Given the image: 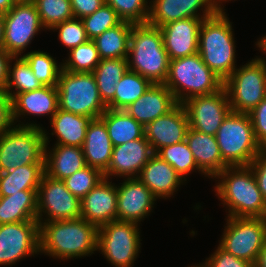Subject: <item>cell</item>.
Returning <instances> with one entry per match:
<instances>
[{"label": "cell", "instance_id": "cell-34", "mask_svg": "<svg viewBox=\"0 0 266 267\" xmlns=\"http://www.w3.org/2000/svg\"><path fill=\"white\" fill-rule=\"evenodd\" d=\"M152 84L149 79L128 70L116 85L114 110H124L142 96Z\"/></svg>", "mask_w": 266, "mask_h": 267}, {"label": "cell", "instance_id": "cell-10", "mask_svg": "<svg viewBox=\"0 0 266 267\" xmlns=\"http://www.w3.org/2000/svg\"><path fill=\"white\" fill-rule=\"evenodd\" d=\"M139 224L111 221L98 227L97 251L115 267H132L140 251Z\"/></svg>", "mask_w": 266, "mask_h": 267}, {"label": "cell", "instance_id": "cell-54", "mask_svg": "<svg viewBox=\"0 0 266 267\" xmlns=\"http://www.w3.org/2000/svg\"><path fill=\"white\" fill-rule=\"evenodd\" d=\"M256 46L263 52V54H266V35L259 38V40L256 42Z\"/></svg>", "mask_w": 266, "mask_h": 267}, {"label": "cell", "instance_id": "cell-13", "mask_svg": "<svg viewBox=\"0 0 266 267\" xmlns=\"http://www.w3.org/2000/svg\"><path fill=\"white\" fill-rule=\"evenodd\" d=\"M37 197V221L39 223L81 217V200L66 188L63 180L51 178L44 173ZM43 215H46L44 220Z\"/></svg>", "mask_w": 266, "mask_h": 267}, {"label": "cell", "instance_id": "cell-51", "mask_svg": "<svg viewBox=\"0 0 266 267\" xmlns=\"http://www.w3.org/2000/svg\"><path fill=\"white\" fill-rule=\"evenodd\" d=\"M18 0H0V13H7Z\"/></svg>", "mask_w": 266, "mask_h": 267}, {"label": "cell", "instance_id": "cell-35", "mask_svg": "<svg viewBox=\"0 0 266 267\" xmlns=\"http://www.w3.org/2000/svg\"><path fill=\"white\" fill-rule=\"evenodd\" d=\"M13 60L14 64H12ZM42 86L43 84L35 77L27 61L22 56L11 59L8 83L4 90L11 99L19 93L37 90Z\"/></svg>", "mask_w": 266, "mask_h": 267}, {"label": "cell", "instance_id": "cell-4", "mask_svg": "<svg viewBox=\"0 0 266 267\" xmlns=\"http://www.w3.org/2000/svg\"><path fill=\"white\" fill-rule=\"evenodd\" d=\"M128 67L154 84H164L170 59L159 27L134 24L130 34Z\"/></svg>", "mask_w": 266, "mask_h": 267}, {"label": "cell", "instance_id": "cell-25", "mask_svg": "<svg viewBox=\"0 0 266 267\" xmlns=\"http://www.w3.org/2000/svg\"><path fill=\"white\" fill-rule=\"evenodd\" d=\"M186 142L198 169L204 177L215 178L227 165L224 163L215 136L188 128Z\"/></svg>", "mask_w": 266, "mask_h": 267}, {"label": "cell", "instance_id": "cell-12", "mask_svg": "<svg viewBox=\"0 0 266 267\" xmlns=\"http://www.w3.org/2000/svg\"><path fill=\"white\" fill-rule=\"evenodd\" d=\"M43 28L35 4L31 0L17 1L4 14L3 48L13 57H21Z\"/></svg>", "mask_w": 266, "mask_h": 267}, {"label": "cell", "instance_id": "cell-16", "mask_svg": "<svg viewBox=\"0 0 266 267\" xmlns=\"http://www.w3.org/2000/svg\"><path fill=\"white\" fill-rule=\"evenodd\" d=\"M121 184L116 185L117 220L140 225L150 216L157 198L138 178H125Z\"/></svg>", "mask_w": 266, "mask_h": 267}, {"label": "cell", "instance_id": "cell-44", "mask_svg": "<svg viewBox=\"0 0 266 267\" xmlns=\"http://www.w3.org/2000/svg\"><path fill=\"white\" fill-rule=\"evenodd\" d=\"M204 263L208 267H253L252 263L235 257L233 254L224 250L219 244L215 252Z\"/></svg>", "mask_w": 266, "mask_h": 267}, {"label": "cell", "instance_id": "cell-32", "mask_svg": "<svg viewBox=\"0 0 266 267\" xmlns=\"http://www.w3.org/2000/svg\"><path fill=\"white\" fill-rule=\"evenodd\" d=\"M45 173V164H28L0 173V197L19 193L21 190H38Z\"/></svg>", "mask_w": 266, "mask_h": 267}, {"label": "cell", "instance_id": "cell-38", "mask_svg": "<svg viewBox=\"0 0 266 267\" xmlns=\"http://www.w3.org/2000/svg\"><path fill=\"white\" fill-rule=\"evenodd\" d=\"M69 53L62 63V69L65 71L92 73L101 60L95 43L90 39L72 48Z\"/></svg>", "mask_w": 266, "mask_h": 267}, {"label": "cell", "instance_id": "cell-26", "mask_svg": "<svg viewBox=\"0 0 266 267\" xmlns=\"http://www.w3.org/2000/svg\"><path fill=\"white\" fill-rule=\"evenodd\" d=\"M45 173L55 179L64 180L86 167L83 148L70 145H54L49 148V136L45 130ZM48 148V149H47Z\"/></svg>", "mask_w": 266, "mask_h": 267}, {"label": "cell", "instance_id": "cell-55", "mask_svg": "<svg viewBox=\"0 0 266 267\" xmlns=\"http://www.w3.org/2000/svg\"><path fill=\"white\" fill-rule=\"evenodd\" d=\"M189 267H208L204 262L203 263H199L197 265H192V266H189Z\"/></svg>", "mask_w": 266, "mask_h": 267}, {"label": "cell", "instance_id": "cell-9", "mask_svg": "<svg viewBox=\"0 0 266 267\" xmlns=\"http://www.w3.org/2000/svg\"><path fill=\"white\" fill-rule=\"evenodd\" d=\"M43 127L15 126L0 135V173L28 164H45Z\"/></svg>", "mask_w": 266, "mask_h": 267}, {"label": "cell", "instance_id": "cell-22", "mask_svg": "<svg viewBox=\"0 0 266 267\" xmlns=\"http://www.w3.org/2000/svg\"><path fill=\"white\" fill-rule=\"evenodd\" d=\"M12 102L14 121L18 122L16 126L41 127L36 123H21L18 119L28 116V114L37 117L50 114L51 120L59 108L57 86H42L37 90L19 93L12 99Z\"/></svg>", "mask_w": 266, "mask_h": 267}, {"label": "cell", "instance_id": "cell-48", "mask_svg": "<svg viewBox=\"0 0 266 267\" xmlns=\"http://www.w3.org/2000/svg\"><path fill=\"white\" fill-rule=\"evenodd\" d=\"M74 18L83 19L105 4V0H70Z\"/></svg>", "mask_w": 266, "mask_h": 267}, {"label": "cell", "instance_id": "cell-50", "mask_svg": "<svg viewBox=\"0 0 266 267\" xmlns=\"http://www.w3.org/2000/svg\"><path fill=\"white\" fill-rule=\"evenodd\" d=\"M253 267H266V241L258 254L257 260Z\"/></svg>", "mask_w": 266, "mask_h": 267}, {"label": "cell", "instance_id": "cell-3", "mask_svg": "<svg viewBox=\"0 0 266 267\" xmlns=\"http://www.w3.org/2000/svg\"><path fill=\"white\" fill-rule=\"evenodd\" d=\"M226 12L203 19L198 39V53L203 62L223 81L237 68L236 45Z\"/></svg>", "mask_w": 266, "mask_h": 267}, {"label": "cell", "instance_id": "cell-15", "mask_svg": "<svg viewBox=\"0 0 266 267\" xmlns=\"http://www.w3.org/2000/svg\"><path fill=\"white\" fill-rule=\"evenodd\" d=\"M189 127L215 136L224 118L231 111L229 98L223 87L216 93L191 97L182 103Z\"/></svg>", "mask_w": 266, "mask_h": 267}, {"label": "cell", "instance_id": "cell-39", "mask_svg": "<svg viewBox=\"0 0 266 267\" xmlns=\"http://www.w3.org/2000/svg\"><path fill=\"white\" fill-rule=\"evenodd\" d=\"M31 1L37 8L44 30L50 31L54 26L74 18L70 0Z\"/></svg>", "mask_w": 266, "mask_h": 267}, {"label": "cell", "instance_id": "cell-2", "mask_svg": "<svg viewBox=\"0 0 266 267\" xmlns=\"http://www.w3.org/2000/svg\"><path fill=\"white\" fill-rule=\"evenodd\" d=\"M215 179L214 192L222 201L227 217L266 218V200L249 165L227 166Z\"/></svg>", "mask_w": 266, "mask_h": 267}, {"label": "cell", "instance_id": "cell-28", "mask_svg": "<svg viewBox=\"0 0 266 267\" xmlns=\"http://www.w3.org/2000/svg\"><path fill=\"white\" fill-rule=\"evenodd\" d=\"M92 117L73 114L58 108L50 120L52 136H57L54 145H70L82 147L86 137V131L92 122Z\"/></svg>", "mask_w": 266, "mask_h": 267}, {"label": "cell", "instance_id": "cell-40", "mask_svg": "<svg viewBox=\"0 0 266 267\" xmlns=\"http://www.w3.org/2000/svg\"><path fill=\"white\" fill-rule=\"evenodd\" d=\"M87 36L93 40L107 29L119 25L123 20L108 4L102 5L93 14L82 19Z\"/></svg>", "mask_w": 266, "mask_h": 267}, {"label": "cell", "instance_id": "cell-41", "mask_svg": "<svg viewBox=\"0 0 266 267\" xmlns=\"http://www.w3.org/2000/svg\"><path fill=\"white\" fill-rule=\"evenodd\" d=\"M103 178L104 175L99 169L86 166L65 178L63 182L74 196L82 200Z\"/></svg>", "mask_w": 266, "mask_h": 267}, {"label": "cell", "instance_id": "cell-5", "mask_svg": "<svg viewBox=\"0 0 266 267\" xmlns=\"http://www.w3.org/2000/svg\"><path fill=\"white\" fill-rule=\"evenodd\" d=\"M164 85L178 104L195 96L209 95L223 88L224 81L202 60L199 53L170 60Z\"/></svg>", "mask_w": 266, "mask_h": 267}, {"label": "cell", "instance_id": "cell-6", "mask_svg": "<svg viewBox=\"0 0 266 267\" xmlns=\"http://www.w3.org/2000/svg\"><path fill=\"white\" fill-rule=\"evenodd\" d=\"M215 137L227 166L249 165L262 150L255 139L248 113L230 111Z\"/></svg>", "mask_w": 266, "mask_h": 267}, {"label": "cell", "instance_id": "cell-1", "mask_svg": "<svg viewBox=\"0 0 266 267\" xmlns=\"http://www.w3.org/2000/svg\"><path fill=\"white\" fill-rule=\"evenodd\" d=\"M97 234L98 227L81 217L39 223L40 253L61 260L92 255Z\"/></svg>", "mask_w": 266, "mask_h": 267}, {"label": "cell", "instance_id": "cell-47", "mask_svg": "<svg viewBox=\"0 0 266 267\" xmlns=\"http://www.w3.org/2000/svg\"><path fill=\"white\" fill-rule=\"evenodd\" d=\"M249 166L256 178L258 188L266 200V152L261 150Z\"/></svg>", "mask_w": 266, "mask_h": 267}, {"label": "cell", "instance_id": "cell-23", "mask_svg": "<svg viewBox=\"0 0 266 267\" xmlns=\"http://www.w3.org/2000/svg\"><path fill=\"white\" fill-rule=\"evenodd\" d=\"M178 105L172 92L164 84H152L146 92L124 110L144 127L166 115Z\"/></svg>", "mask_w": 266, "mask_h": 267}, {"label": "cell", "instance_id": "cell-11", "mask_svg": "<svg viewBox=\"0 0 266 267\" xmlns=\"http://www.w3.org/2000/svg\"><path fill=\"white\" fill-rule=\"evenodd\" d=\"M225 225L219 245L254 265L266 241V218L227 217Z\"/></svg>", "mask_w": 266, "mask_h": 267}, {"label": "cell", "instance_id": "cell-20", "mask_svg": "<svg viewBox=\"0 0 266 267\" xmlns=\"http://www.w3.org/2000/svg\"><path fill=\"white\" fill-rule=\"evenodd\" d=\"M203 19L206 18H186L159 27L170 60L198 52L199 30Z\"/></svg>", "mask_w": 266, "mask_h": 267}, {"label": "cell", "instance_id": "cell-46", "mask_svg": "<svg viewBox=\"0 0 266 267\" xmlns=\"http://www.w3.org/2000/svg\"><path fill=\"white\" fill-rule=\"evenodd\" d=\"M15 126L12 99L5 91H0V135Z\"/></svg>", "mask_w": 266, "mask_h": 267}, {"label": "cell", "instance_id": "cell-24", "mask_svg": "<svg viewBox=\"0 0 266 267\" xmlns=\"http://www.w3.org/2000/svg\"><path fill=\"white\" fill-rule=\"evenodd\" d=\"M158 199L170 198L185 183L176 170L156 153L137 177Z\"/></svg>", "mask_w": 266, "mask_h": 267}, {"label": "cell", "instance_id": "cell-53", "mask_svg": "<svg viewBox=\"0 0 266 267\" xmlns=\"http://www.w3.org/2000/svg\"><path fill=\"white\" fill-rule=\"evenodd\" d=\"M4 40V14L0 13V48H3Z\"/></svg>", "mask_w": 266, "mask_h": 267}, {"label": "cell", "instance_id": "cell-7", "mask_svg": "<svg viewBox=\"0 0 266 267\" xmlns=\"http://www.w3.org/2000/svg\"><path fill=\"white\" fill-rule=\"evenodd\" d=\"M59 109L99 118L108 108L102 101L93 73L61 70L57 85Z\"/></svg>", "mask_w": 266, "mask_h": 267}, {"label": "cell", "instance_id": "cell-36", "mask_svg": "<svg viewBox=\"0 0 266 267\" xmlns=\"http://www.w3.org/2000/svg\"><path fill=\"white\" fill-rule=\"evenodd\" d=\"M22 57L27 61L33 74L43 86L58 85L62 62L59 65L53 56L41 50L30 51Z\"/></svg>", "mask_w": 266, "mask_h": 267}, {"label": "cell", "instance_id": "cell-21", "mask_svg": "<svg viewBox=\"0 0 266 267\" xmlns=\"http://www.w3.org/2000/svg\"><path fill=\"white\" fill-rule=\"evenodd\" d=\"M103 178L82 200L81 218L97 227L117 220V187Z\"/></svg>", "mask_w": 266, "mask_h": 267}, {"label": "cell", "instance_id": "cell-8", "mask_svg": "<svg viewBox=\"0 0 266 267\" xmlns=\"http://www.w3.org/2000/svg\"><path fill=\"white\" fill-rule=\"evenodd\" d=\"M231 111L249 113L266 98V60L256 57L224 81Z\"/></svg>", "mask_w": 266, "mask_h": 267}, {"label": "cell", "instance_id": "cell-14", "mask_svg": "<svg viewBox=\"0 0 266 267\" xmlns=\"http://www.w3.org/2000/svg\"><path fill=\"white\" fill-rule=\"evenodd\" d=\"M39 253L37 220L0 224V265L12 266L27 256Z\"/></svg>", "mask_w": 266, "mask_h": 267}, {"label": "cell", "instance_id": "cell-56", "mask_svg": "<svg viewBox=\"0 0 266 267\" xmlns=\"http://www.w3.org/2000/svg\"><path fill=\"white\" fill-rule=\"evenodd\" d=\"M262 150H263L264 152H266V145L262 148Z\"/></svg>", "mask_w": 266, "mask_h": 267}, {"label": "cell", "instance_id": "cell-45", "mask_svg": "<svg viewBox=\"0 0 266 267\" xmlns=\"http://www.w3.org/2000/svg\"><path fill=\"white\" fill-rule=\"evenodd\" d=\"M257 143L263 148L266 145V98L249 113Z\"/></svg>", "mask_w": 266, "mask_h": 267}, {"label": "cell", "instance_id": "cell-33", "mask_svg": "<svg viewBox=\"0 0 266 267\" xmlns=\"http://www.w3.org/2000/svg\"><path fill=\"white\" fill-rule=\"evenodd\" d=\"M134 23L122 21L93 39L100 59L128 58L130 34Z\"/></svg>", "mask_w": 266, "mask_h": 267}, {"label": "cell", "instance_id": "cell-30", "mask_svg": "<svg viewBox=\"0 0 266 267\" xmlns=\"http://www.w3.org/2000/svg\"><path fill=\"white\" fill-rule=\"evenodd\" d=\"M129 70L127 58L101 59L92 72L99 90V95L107 106L114 109L116 85Z\"/></svg>", "mask_w": 266, "mask_h": 267}, {"label": "cell", "instance_id": "cell-31", "mask_svg": "<svg viewBox=\"0 0 266 267\" xmlns=\"http://www.w3.org/2000/svg\"><path fill=\"white\" fill-rule=\"evenodd\" d=\"M99 118L106 125L113 147L140 139L145 135L144 126L125 110L108 108Z\"/></svg>", "mask_w": 266, "mask_h": 267}, {"label": "cell", "instance_id": "cell-18", "mask_svg": "<svg viewBox=\"0 0 266 267\" xmlns=\"http://www.w3.org/2000/svg\"><path fill=\"white\" fill-rule=\"evenodd\" d=\"M215 13L213 0H151L147 24L161 27L186 18H209Z\"/></svg>", "mask_w": 266, "mask_h": 267}, {"label": "cell", "instance_id": "cell-49", "mask_svg": "<svg viewBox=\"0 0 266 267\" xmlns=\"http://www.w3.org/2000/svg\"><path fill=\"white\" fill-rule=\"evenodd\" d=\"M11 56L4 48H0V91H4L9 76V65L11 62Z\"/></svg>", "mask_w": 266, "mask_h": 267}, {"label": "cell", "instance_id": "cell-17", "mask_svg": "<svg viewBox=\"0 0 266 267\" xmlns=\"http://www.w3.org/2000/svg\"><path fill=\"white\" fill-rule=\"evenodd\" d=\"M154 154L145 135L140 139L117 145L113 147L110 164L103 175L108 179L112 176L137 178Z\"/></svg>", "mask_w": 266, "mask_h": 267}, {"label": "cell", "instance_id": "cell-27", "mask_svg": "<svg viewBox=\"0 0 266 267\" xmlns=\"http://www.w3.org/2000/svg\"><path fill=\"white\" fill-rule=\"evenodd\" d=\"M82 148L86 166L99 169L102 173L108 169L113 145L106 125L100 118L93 119L89 124Z\"/></svg>", "mask_w": 266, "mask_h": 267}, {"label": "cell", "instance_id": "cell-19", "mask_svg": "<svg viewBox=\"0 0 266 267\" xmlns=\"http://www.w3.org/2000/svg\"><path fill=\"white\" fill-rule=\"evenodd\" d=\"M189 121L182 104H178L166 115L148 123L145 129V138L155 153L162 147L180 143L186 139Z\"/></svg>", "mask_w": 266, "mask_h": 267}, {"label": "cell", "instance_id": "cell-43", "mask_svg": "<svg viewBox=\"0 0 266 267\" xmlns=\"http://www.w3.org/2000/svg\"><path fill=\"white\" fill-rule=\"evenodd\" d=\"M51 30H58L59 40L69 50L89 40L83 21L79 18L64 21Z\"/></svg>", "mask_w": 266, "mask_h": 267}, {"label": "cell", "instance_id": "cell-42", "mask_svg": "<svg viewBox=\"0 0 266 267\" xmlns=\"http://www.w3.org/2000/svg\"><path fill=\"white\" fill-rule=\"evenodd\" d=\"M148 0H105L123 21L147 24L149 17Z\"/></svg>", "mask_w": 266, "mask_h": 267}, {"label": "cell", "instance_id": "cell-37", "mask_svg": "<svg viewBox=\"0 0 266 267\" xmlns=\"http://www.w3.org/2000/svg\"><path fill=\"white\" fill-rule=\"evenodd\" d=\"M156 154L170 164L184 181H187L186 177L194 170L203 174L198 169L186 140L162 147Z\"/></svg>", "mask_w": 266, "mask_h": 267}, {"label": "cell", "instance_id": "cell-29", "mask_svg": "<svg viewBox=\"0 0 266 267\" xmlns=\"http://www.w3.org/2000/svg\"><path fill=\"white\" fill-rule=\"evenodd\" d=\"M38 190H21L0 197V224L37 220Z\"/></svg>", "mask_w": 266, "mask_h": 267}, {"label": "cell", "instance_id": "cell-52", "mask_svg": "<svg viewBox=\"0 0 266 267\" xmlns=\"http://www.w3.org/2000/svg\"><path fill=\"white\" fill-rule=\"evenodd\" d=\"M232 0H213V5L217 13H225L223 2H228ZM222 5V6H221Z\"/></svg>", "mask_w": 266, "mask_h": 267}]
</instances>
